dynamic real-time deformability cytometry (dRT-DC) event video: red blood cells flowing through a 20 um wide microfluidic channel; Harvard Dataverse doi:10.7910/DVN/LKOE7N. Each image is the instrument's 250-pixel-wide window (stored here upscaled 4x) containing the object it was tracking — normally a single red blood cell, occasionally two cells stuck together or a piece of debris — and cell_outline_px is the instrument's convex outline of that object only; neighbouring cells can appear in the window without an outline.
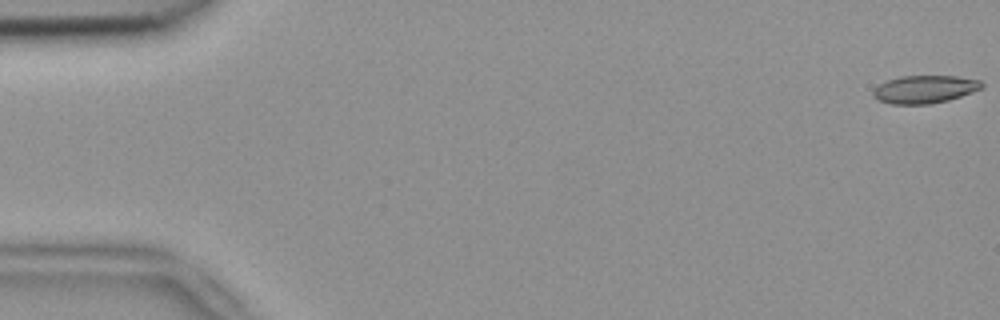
{"species": "common noctule bat (a hibernating species)", "species_latin": "Nyctalus noctula", "temperature_condition": "room temperature", "stored_images_in_passage": 8, "camera_frame_rate_fps": 3000, "um_per_image_px": 0.085, "animal": {"sex": "female", "body_mass_g": 18.4}, "frame": {"image": 1, "passage_image": 1, "time_ms": 0.0, "image_size_px": [1000, 320], "cell_outline_px": [[984, 88], [948, 100], [928, 104], [892, 104], [880, 100], [872, 96], [872, 92], [880, 84], [888, 80], [900, 76], [956, 76], [980, 80], [984, 84]], "centroid_in_image_um": [78.62, 7.58], "position_along_channel_um": 6.4, "area_um2": 17.51}}